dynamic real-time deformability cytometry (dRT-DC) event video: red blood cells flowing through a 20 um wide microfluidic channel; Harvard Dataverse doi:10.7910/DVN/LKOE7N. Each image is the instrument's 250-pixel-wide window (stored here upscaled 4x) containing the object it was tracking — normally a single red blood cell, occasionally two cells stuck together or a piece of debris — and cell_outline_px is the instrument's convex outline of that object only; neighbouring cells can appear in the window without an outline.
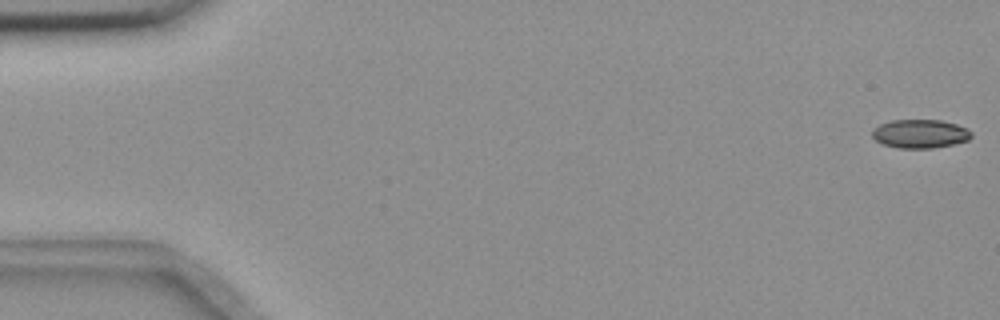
{"species": "common noctule bat (a hibernating species)", "species_latin": "Nyctalus noctula", "temperature_condition": "room temperature", "stored_images_in_passage": 49, "camera_frame_rate_fps": 3000, "um_per_image_px": 0.085, "animal": {"sex": "female", "body_mass_g": 18.4}, "frame": {"image": 1, "passage_image": 1, "time_ms": 0.0, "image_size_px": [1000, 320], "cell_outline_px": [[972, 136], [968, 140], [952, 144], [932, 148], [896, 148], [880, 144], [872, 136], [872, 128], [880, 124], [892, 120], [940, 120], [956, 124], [968, 128], [972, 132]], "centroid_in_image_um": [78.18, 11.37], "position_along_channel_um": 6.8, "area_um2": 16.7}}
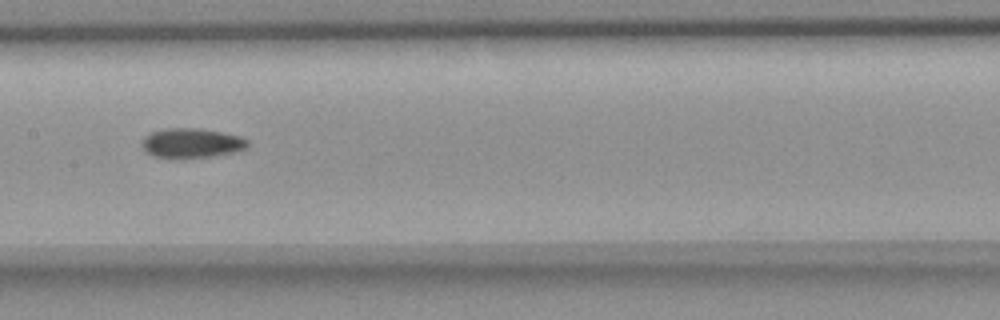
{"frame": {"image": 2, "passage_image": 28, "time_ms": 9.0, "image_size_px": [1000, 320], "cell_outline_px": [[248, 144], [244, 148], [232, 152], [212, 156], [180, 160], [168, 160], [144, 152], [140, 144], [144, 136], [152, 132], [168, 128], [200, 128], [240, 136], [248, 140]], "centroid_in_image_um": [16.19, 12.19], "position_along_channel_um": 191.2, "area_um2": 18.67}}
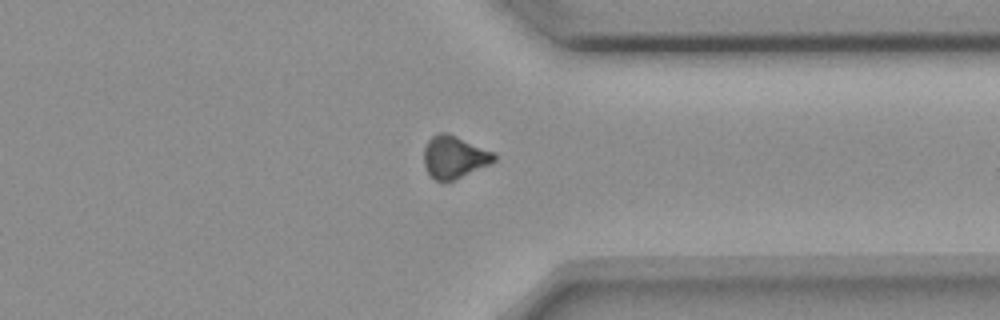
{"frame": {"image": 3, "passage_image": 43, "time_ms": 14.0, "image_size_px": [1000, 320], "cell_outline_px": [[496, 160], [488, 164], [452, 180], [436, 180], [428, 172], [424, 164], [424, 148], [428, 140], [432, 136], [440, 132], [448, 132], [492, 152], [496, 156]], "centroid_in_image_um": [38.57, 13.31], "position_along_channel_um": 372.8, "area_um2": 16.82}}